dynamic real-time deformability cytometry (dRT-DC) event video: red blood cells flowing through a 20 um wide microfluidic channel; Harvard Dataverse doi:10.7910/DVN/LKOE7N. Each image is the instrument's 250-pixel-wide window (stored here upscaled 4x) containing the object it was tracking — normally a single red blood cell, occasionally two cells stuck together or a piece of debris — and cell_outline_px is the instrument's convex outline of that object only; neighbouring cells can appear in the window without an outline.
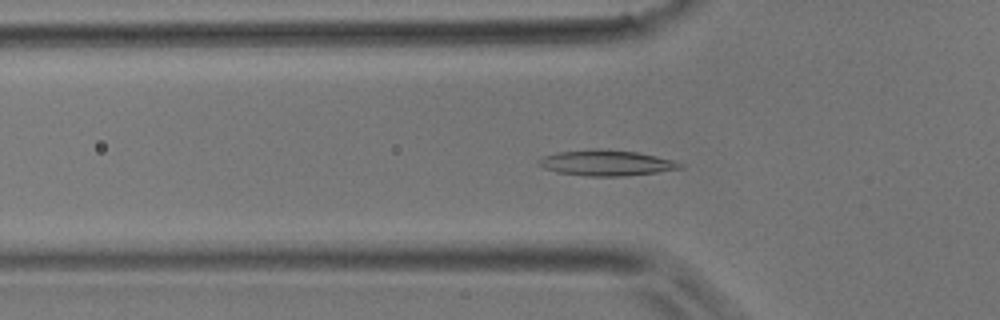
{"species": "common noctule bat (a hibernating species)", "species_latin": "Nyctalus noctula", "temperature_condition": "room temperature", "stored_images_in_passage": 45, "camera_frame_rate_fps": 3000, "um_per_image_px": 0.085, "animal": {"sex": "male", "body_mass_g": 17.9}, "frame": {"image": 1, "passage_image": 15, "time_ms": 4.667, "image_size_px": [1000, 320], "cell_outline_px": [[684, 168], [656, 172], [624, 176], [584, 176], [556, 172], [544, 168], [536, 164], [536, 160], [544, 156], [556, 152], [596, 148], [636, 152], [656, 156], [672, 160], [684, 164]], "centroid_in_image_um": [51.49, 13.84], "position_along_channel_um": 74.3, "area_um2": 21.27}}
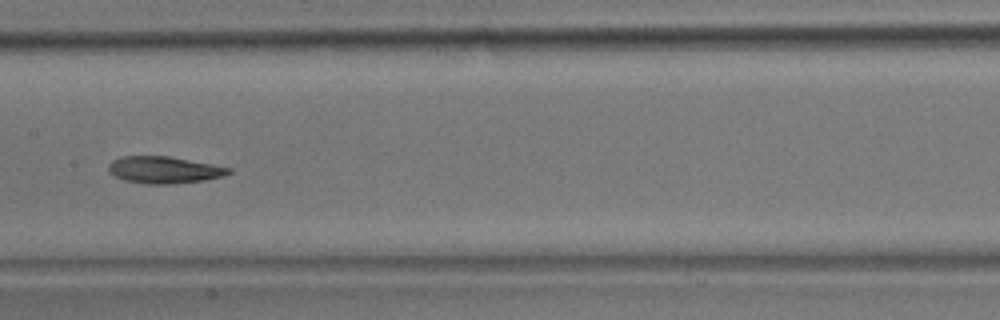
{"frame": {"image": 2, "passage_image": 23, "time_ms": 7.333, "image_size_px": [1000, 320], "cell_outline_px": [[232, 172], [220, 176], [204, 180], [168, 184], [148, 184], [124, 180], [108, 172], [108, 164], [112, 160], [120, 156], [168, 156], [232, 168]], "centroid_in_image_um": [13.9, 14.43], "position_along_channel_um": 193.5, "area_um2": 18.67}}
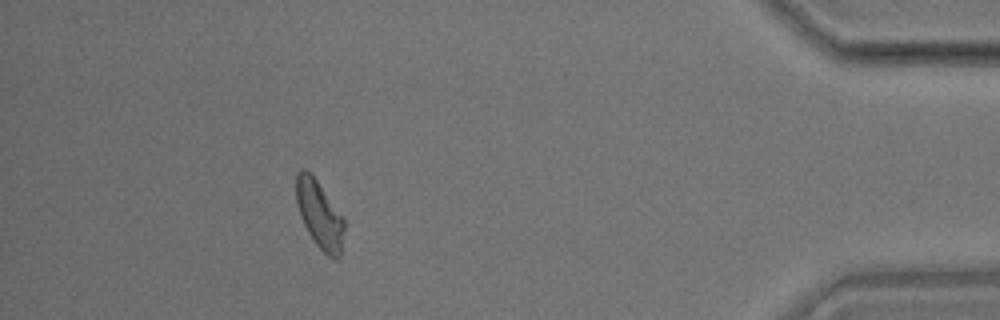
{"frame": {"image": 3, "passage_image": 41, "time_ms": 13.333, "image_size_px": [1000, 320], "cell_outline_px": [[344, 228], [340, 256], [336, 260], [328, 256], [316, 244], [308, 232], [300, 216], [296, 200], [296, 172], [300, 168], [304, 168], [316, 180], [344, 216]], "centroid_in_image_um": [27.16, 18.23], "position_along_channel_um": 408.0, "area_um2": 18.84}}